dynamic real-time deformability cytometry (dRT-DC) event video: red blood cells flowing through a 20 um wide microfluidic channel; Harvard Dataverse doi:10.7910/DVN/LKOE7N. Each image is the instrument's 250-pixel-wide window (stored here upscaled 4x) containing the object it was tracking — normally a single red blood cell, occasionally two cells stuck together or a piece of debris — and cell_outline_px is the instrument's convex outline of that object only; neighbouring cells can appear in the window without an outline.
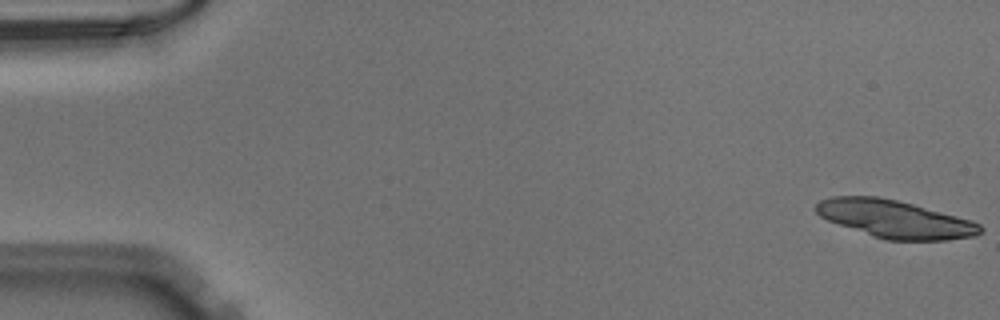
{"species": "Egyptian fruit bat (a non-hibernating species)", "species_latin": "Rousettus aegyptiacus", "temperature_condition": "warm", "stored_images_in_passage": 25, "segment_of_instrument_passage": [1, 2], "camera_frame_rate_fps": 3000, "um_per_image_px": 0.085, "animal": {"sex": "male"}, "frame": {"image": 1, "passage_image": 1, "time_ms": 0.0, "image_size_px": [1000, 320], "cell_outline_px": [[984, 228], [976, 236], [948, 240], [888, 240], [828, 220], [820, 216], [816, 212], [816, 204], [820, 200], [832, 196], [876, 196], [896, 200], [912, 204], [972, 220], [980, 224]], "centroid_in_image_um": [76.11, 18.61], "position_along_channel_um": 8.9, "area_um2": 35.55}}